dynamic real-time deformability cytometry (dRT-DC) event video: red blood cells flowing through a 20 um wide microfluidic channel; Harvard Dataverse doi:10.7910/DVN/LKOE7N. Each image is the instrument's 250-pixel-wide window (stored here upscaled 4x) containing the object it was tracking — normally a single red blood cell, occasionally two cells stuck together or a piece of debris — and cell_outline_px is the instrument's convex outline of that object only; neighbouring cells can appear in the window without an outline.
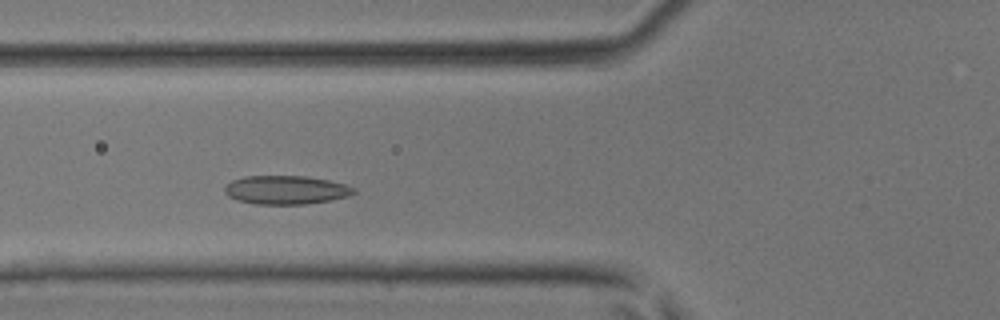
{"species": "common noctule bat (a hibernating species)", "species_latin": "Nyctalus noctula", "temperature_condition": "room temperature", "stored_images_in_passage": 16, "camera_frame_rate_fps": 3000, "um_per_image_px": 0.085, "animal": {"sex": "male", "body_mass_g": 17.9, "forearm_length_mm": 54.2}, "frame": {"image": 1, "passage_image": 11, "time_ms": 3.333, "image_size_px": [1000, 320], "cell_outline_px": [[356, 192], [348, 196], [328, 200], [304, 204], [256, 204], [236, 200], [228, 196], [224, 192], [224, 188], [232, 180], [244, 176], [304, 176], [328, 180], [344, 184], [356, 188]], "centroid_in_image_um": [24.28, 16.14], "position_along_channel_um": 101.5, "area_um2": 21.44}}